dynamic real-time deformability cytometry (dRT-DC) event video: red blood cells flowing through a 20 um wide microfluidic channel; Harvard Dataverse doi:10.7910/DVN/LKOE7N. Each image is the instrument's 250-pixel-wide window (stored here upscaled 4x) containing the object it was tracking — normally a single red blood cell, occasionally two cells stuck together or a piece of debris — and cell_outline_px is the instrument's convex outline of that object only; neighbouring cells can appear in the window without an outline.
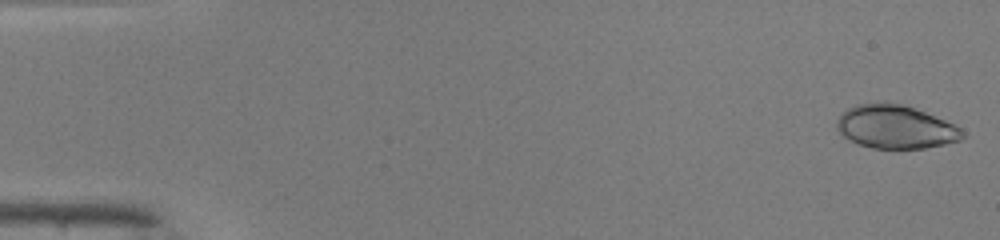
{"species": "common noctule bat (a hibernating species)", "species_latin": "Nyctalus noctula", "temperature_condition": "warm", "stored_images_in_passage": 49, "camera_frame_rate_fps": 3000, "um_per_image_px": 0.085, "animal": {"sex": "male", "body_mass_g": 19.0, "forearm_length_mm": 50.8}, "frame": {"image": 1, "passage_image": 1, "time_ms": 0.0, "image_size_px": [1000, 240], "cell_outline_px": [[964, 136], [960, 140], [944, 144], [924, 148], [872, 148], [860, 144], [844, 136], [836, 128], [836, 120], [848, 108], [856, 104], [884, 100], [900, 104], [924, 112], [944, 120], [960, 128], [964, 132]], "centroid_in_image_um": [76.09, 10.76], "position_along_channel_um": 8.9, "area_um2": 31.56}}
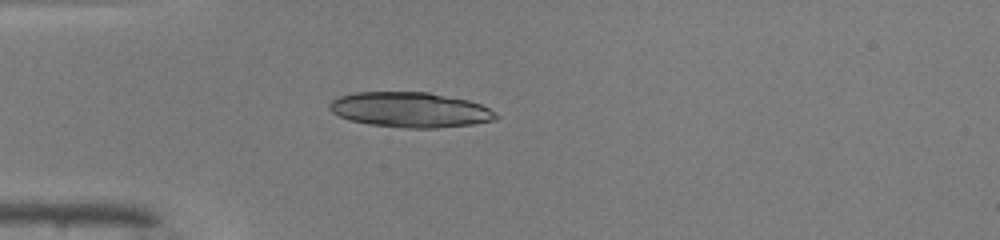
{"frame": {"image": 2, "passage_image": 14, "time_ms": 4.333, "image_size_px": [1000, 240], "cell_outline_px": [[500, 116], [492, 120], [472, 124], [436, 128], [404, 128], [368, 124], [348, 120], [332, 112], [328, 108], [328, 104], [332, 100], [340, 96], [356, 92], [428, 92], [468, 100], [480, 104], [496, 112]], "centroid_in_image_um": [34.84, 9.33], "position_along_channel_um": 50.2, "area_um2": 34.1}}